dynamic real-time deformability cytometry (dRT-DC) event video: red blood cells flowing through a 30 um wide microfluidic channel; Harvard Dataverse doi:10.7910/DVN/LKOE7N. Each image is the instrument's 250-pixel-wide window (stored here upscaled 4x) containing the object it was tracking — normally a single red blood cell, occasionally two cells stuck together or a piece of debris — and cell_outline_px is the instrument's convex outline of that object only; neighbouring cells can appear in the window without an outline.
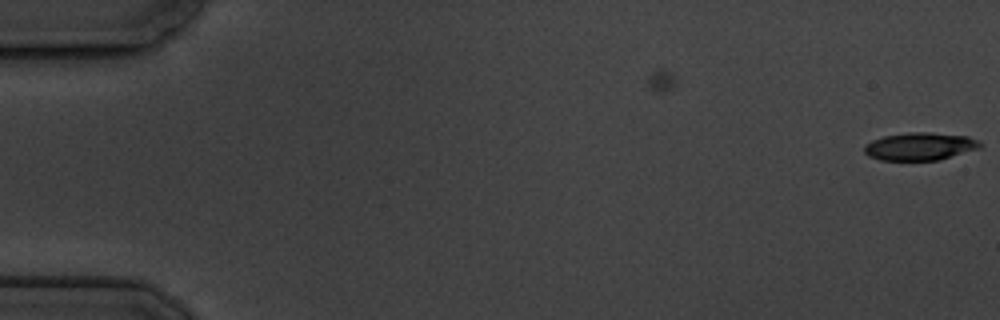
{"species": "common noctule bat (a hibernating species)", "species_latin": "Nyctalus noctula", "temperature_condition": "cold", "stored_images_in_passage": 6, "camera_frame_rate_fps": 3000, "um_per_image_px": 0.085, "animal": {"sex": "male", "body_mass_g": 19.5, "forearm_length_mm": 54.6}, "frame": {"image": 1, "passage_image": 1, "time_ms": 0.0, "image_size_px": [1000, 320], "cell_outline_px": [[984, 144], [980, 148], [940, 160], [880, 160], [868, 156], [864, 152], [864, 144], [872, 140], [884, 136], [908, 132], [928, 132], [968, 136], [980, 140]], "centroid_in_image_um": [78.22, 12.44], "position_along_channel_um": 6.8, "area_um2": 18.96}}
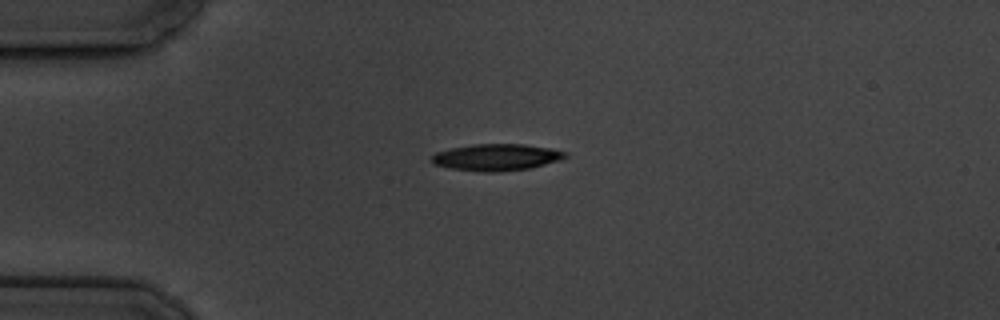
{"frame": {"image": 2, "passage_image": 5, "time_ms": 4.667, "image_size_px": [1000, 320], "cell_outline_px": [[568, 156], [560, 160], [528, 168], [496, 172], [484, 172], [448, 168], [432, 164], [432, 156], [436, 152], [452, 148], [472, 144], [524, 144], [552, 148], [568, 152]], "centroid_in_image_um": [42.21, 13.36], "position_along_channel_um": 42.8, "area_um2": 20.81}}